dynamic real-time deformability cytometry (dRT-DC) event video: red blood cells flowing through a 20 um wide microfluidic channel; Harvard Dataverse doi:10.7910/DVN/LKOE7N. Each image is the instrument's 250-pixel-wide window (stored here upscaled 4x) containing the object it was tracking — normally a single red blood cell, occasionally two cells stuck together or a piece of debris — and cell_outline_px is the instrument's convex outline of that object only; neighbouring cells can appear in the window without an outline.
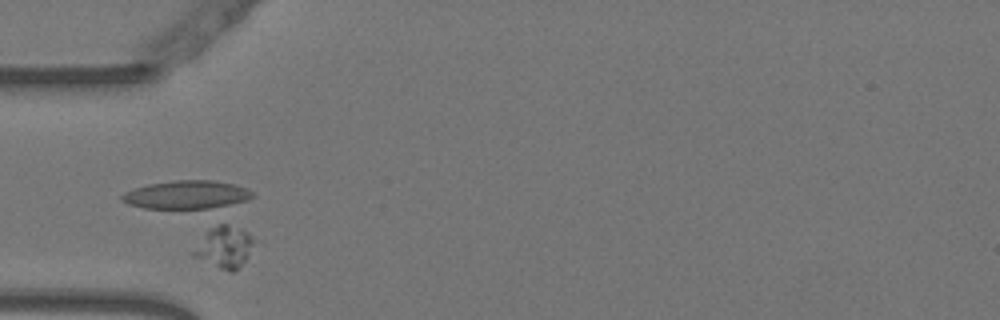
{"species": "Egyptian fruit bat (a non-hibernating species)", "species_latin": "Rousettus aegyptiacus", "temperature_condition": "warm", "stored_images_in_passage": 45, "camera_frame_rate_fps": 3000, "um_per_image_px": 0.085, "animal": {"sex": "female"}, "frame": {"image": 1, "passage_image": 9, "time_ms": 2.667, "image_size_px": [1000, 320], "cell_outline_px": [[256, 240], [244, 260], [232, 272], [228, 272], [220, 268], [192, 252], [204, 232], [220, 224], [228, 224], [244, 228]], "centroid_in_image_um": [19.12, 20.93], "position_along_channel_um": 65.9, "area_um2": 14.1}}
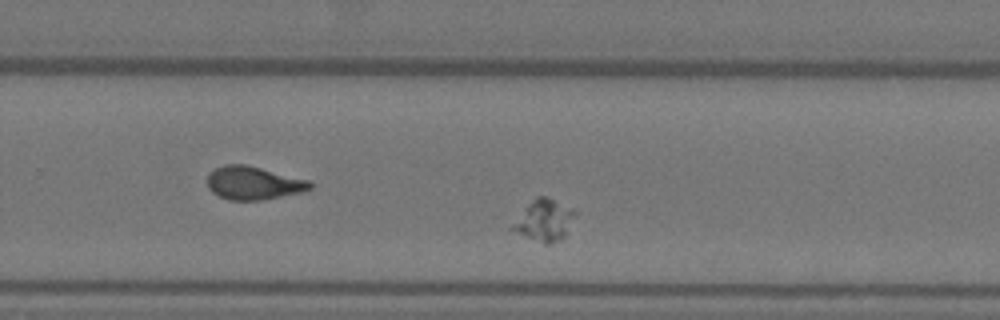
{"frame": {"image": 2, "passage_image": 28, "time_ms": 9.0, "image_size_px": [1000, 320], "cell_outline_px": [[576, 212], [564, 236], [548, 244], [544, 244], [508, 228], [528, 204], [536, 196], [544, 196]], "centroid_in_image_um": [46.2, 18.73], "position_along_channel_um": 283.6, "area_um2": 14.33}}
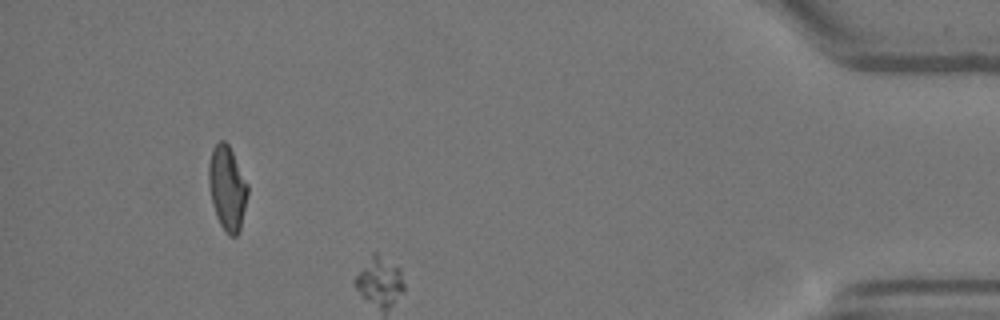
{"frame": {"image": 3, "passage_image": 42, "time_ms": 13.667, "image_size_px": [1000, 320], "cell_outline_px": [[248, 192], [240, 232], [236, 236], [228, 236], [220, 224], [216, 216], [212, 204], [208, 184], [208, 164], [212, 148], [220, 140], [224, 140], [228, 144], [248, 184]], "centroid_in_image_um": [19.3, 16.01], "position_along_channel_um": 415.9, "area_um2": 19.31}}